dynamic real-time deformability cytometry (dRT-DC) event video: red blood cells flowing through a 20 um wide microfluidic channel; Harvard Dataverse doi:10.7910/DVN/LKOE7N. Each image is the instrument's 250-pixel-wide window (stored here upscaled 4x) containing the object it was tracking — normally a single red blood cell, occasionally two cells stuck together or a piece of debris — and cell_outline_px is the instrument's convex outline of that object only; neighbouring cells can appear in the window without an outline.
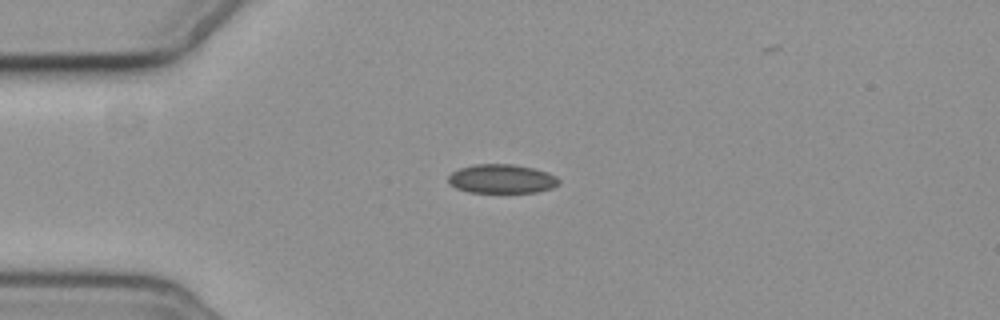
{"species": "common noctule bat (a hibernating species)", "species_latin": "Nyctalus noctula", "temperature_condition": "cold", "stored_images_in_passage": 2, "camera_frame_rate_fps": 3000, "um_per_image_px": 0.085, "animal": {"sex": "female", "body_mass_g": 19.3, "forearm_length_mm": 54.1}, "frame": {"image": 1, "passage_image": 1, "time_ms": 0.0, "image_size_px": [1000, 320], "cell_outline_px": [[560, 184], [552, 188], [536, 192], [468, 192], [456, 188], [448, 180], [448, 176], [452, 172], [460, 168], [476, 164], [512, 164], [536, 168], [548, 172], [556, 176], [560, 180]], "centroid_in_image_um": [42.69, 15.19], "position_along_channel_um": 42.3, "area_um2": 18.73}}